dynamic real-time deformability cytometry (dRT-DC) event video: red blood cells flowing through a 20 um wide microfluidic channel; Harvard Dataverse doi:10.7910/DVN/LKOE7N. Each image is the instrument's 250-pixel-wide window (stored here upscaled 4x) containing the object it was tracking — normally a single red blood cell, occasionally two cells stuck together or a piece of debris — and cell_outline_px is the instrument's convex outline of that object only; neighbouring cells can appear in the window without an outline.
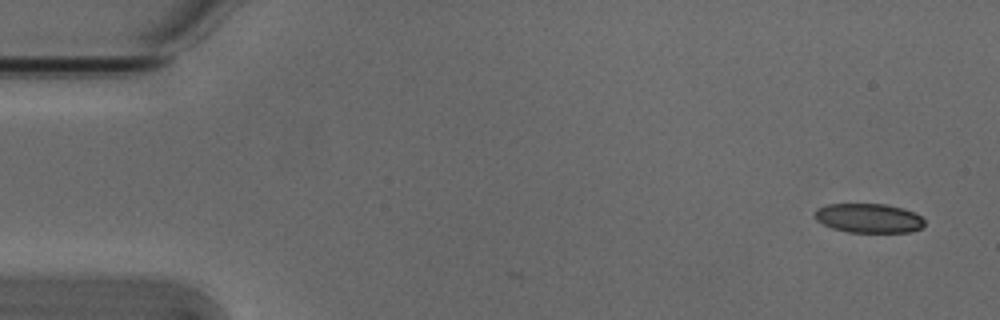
{"species": "Egyptian fruit bat (a non-hibernating species)", "species_latin": "Rousettus aegyptiacus", "temperature_condition": "cold", "stored_images_in_passage": 2, "camera_frame_rate_fps": 3000, "um_per_image_px": 0.085, "animal": {"sex": "male"}, "frame": {"image": 1, "passage_image": 1, "time_ms": 0.0, "image_size_px": [1000, 320], "cell_outline_px": [[924, 224], [920, 228], [908, 232], [848, 232], [832, 228], [816, 220], [816, 208], [828, 204], [884, 204], [904, 208], [920, 216], [924, 220]], "centroid_in_image_um": [73.83, 18.54], "position_along_channel_um": 11.2, "area_um2": 18.55}}